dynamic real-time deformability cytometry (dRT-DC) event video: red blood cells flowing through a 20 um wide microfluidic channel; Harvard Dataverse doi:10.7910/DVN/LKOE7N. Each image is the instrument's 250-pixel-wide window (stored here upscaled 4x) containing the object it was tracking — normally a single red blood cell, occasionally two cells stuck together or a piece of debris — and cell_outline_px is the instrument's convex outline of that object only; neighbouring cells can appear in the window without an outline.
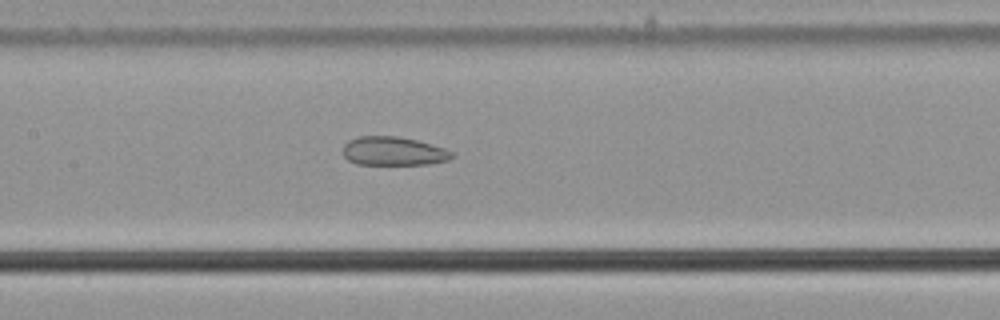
{"species": "common noctule bat (a hibernating species)", "species_latin": "Nyctalus noctula", "temperature_condition": "cold", "stored_images_in_passage": 19, "camera_frame_rate_fps": 3000, "um_per_image_px": 0.085, "animal": {"sex": "male", "body_mass_g": 21.5, "forearm_length_mm": 52.0}, "frame": {"image": 1, "passage_image": 11, "time_ms": 3.333, "image_size_px": [1000, 320], "cell_outline_px": [[452, 156], [448, 160], [428, 164], [356, 164], [348, 160], [344, 156], [344, 144], [348, 140], [360, 136], [396, 136], [416, 140], [444, 148], [452, 152]], "centroid_in_image_um": [33.41, 12.84], "position_along_channel_um": 174.0, "area_um2": 18.03}}
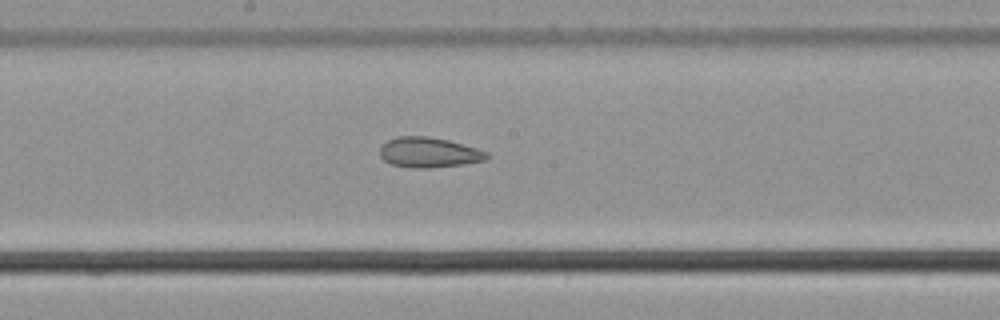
{"frame": {"image": 2, "passage_image": 14, "time_ms": 4.333, "image_size_px": [1000, 320], "cell_outline_px": [[488, 156], [484, 160], [464, 164], [428, 168], [412, 168], [392, 164], [384, 160], [380, 156], [380, 148], [388, 140], [400, 136], [428, 136], [448, 140], [476, 148], [488, 152]], "centroid_in_image_um": [36.44, 12.96], "position_along_channel_um": 211.8, "area_um2": 18.61}}
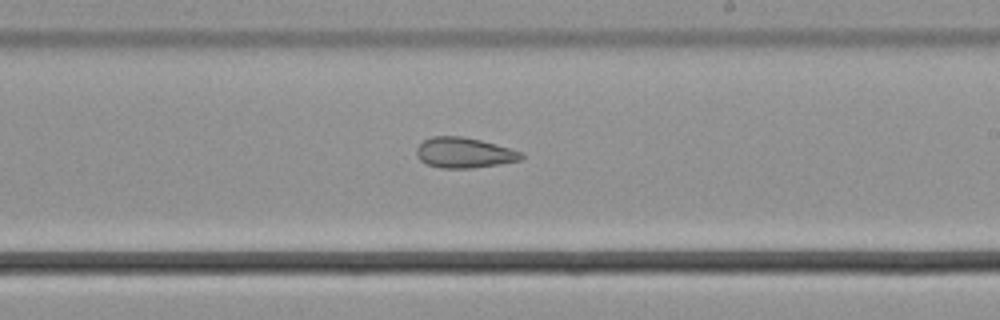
{"frame": {"image": 3, "passage_image": 17, "time_ms": 5.333, "image_size_px": [1000, 320], "cell_outline_px": [[524, 156], [520, 160], [472, 168], [440, 168], [428, 164], [420, 160], [416, 156], [416, 148], [424, 140], [432, 136], [460, 136], [480, 140], [496, 144], [524, 152]], "centroid_in_image_um": [39.44, 12.98], "position_along_channel_um": 249.6, "area_um2": 18.5}}